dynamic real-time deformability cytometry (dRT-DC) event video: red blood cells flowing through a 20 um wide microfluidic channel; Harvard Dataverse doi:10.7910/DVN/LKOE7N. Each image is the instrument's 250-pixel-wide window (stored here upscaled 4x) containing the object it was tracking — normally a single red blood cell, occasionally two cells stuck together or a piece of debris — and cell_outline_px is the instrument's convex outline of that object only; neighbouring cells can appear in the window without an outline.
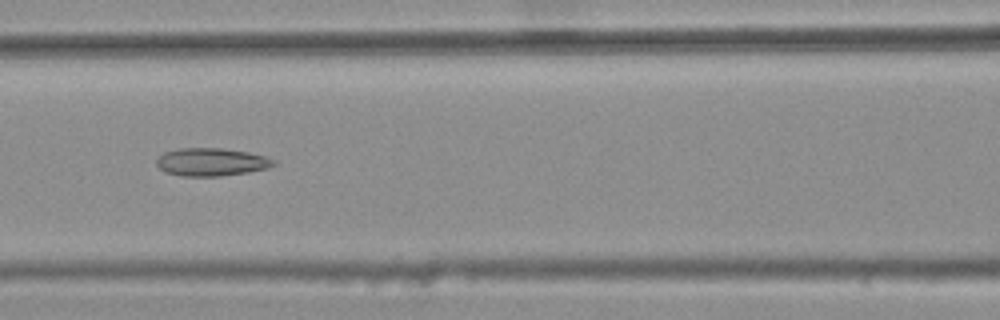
{"species": "common noctule bat (a hibernating species)", "species_latin": "Nyctalus noctula", "temperature_condition": "warm", "stored_images_in_passage": 47, "camera_frame_rate_fps": 3000, "um_per_image_px": 0.085, "animal": {"sex": "female", "body_mass_g": 25.1}, "frame": {"image": 1, "passage_image": 24, "time_ms": 7.667, "image_size_px": [1000, 320], "cell_outline_px": [[276, 164], [268, 168], [248, 172], [220, 176], [184, 176], [164, 172], [156, 164], [156, 160], [164, 152], [180, 148], [224, 148], [248, 152], [264, 156], [276, 160]], "centroid_in_image_um": [17.97, 13.77], "position_along_channel_um": 148.6, "area_um2": 19.07}}
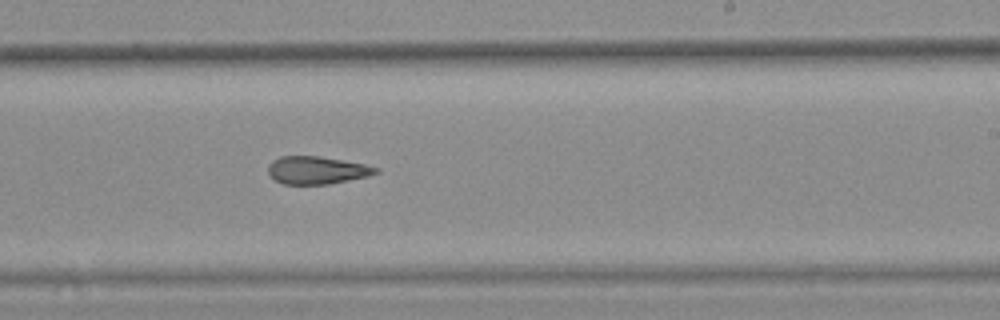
{"frame": {"image": 2, "passage_image": 33, "time_ms": 10.667, "image_size_px": [1000, 320], "cell_outline_px": [[380, 172], [368, 176], [328, 184], [284, 184], [276, 180], [268, 172], [268, 164], [272, 160], [280, 156], [320, 156], [364, 164], [380, 168]], "centroid_in_image_um": [26.94, 14.46], "position_along_channel_um": 262.1, "area_um2": 17.34}}
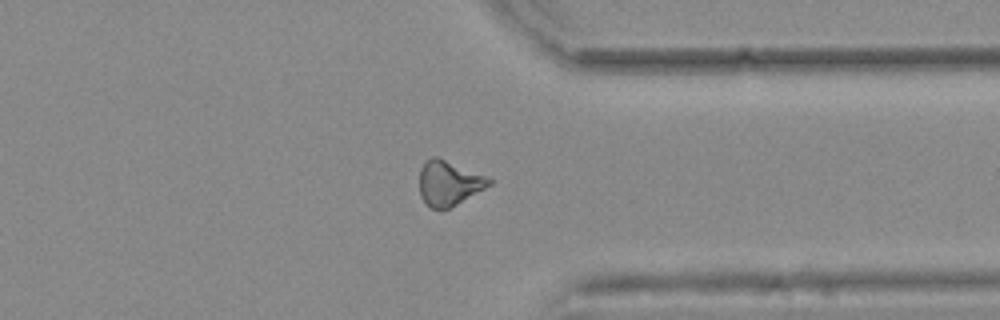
{"frame": {"image": 3, "passage_image": 42, "time_ms": 13.667, "image_size_px": [1000, 320], "cell_outline_px": [[492, 184], [456, 204], [448, 208], [432, 208], [420, 196], [420, 168], [432, 156], [436, 156], [484, 176], [492, 180]], "centroid_in_image_um": [38.13, 15.56], "position_along_channel_um": 373.3, "area_um2": 17.51}, "authors_computed_cell_mechanics": {"area_um2": 18.785, "velocity_mm_per_s": 3.7925, "shape_relaxation_time_tau1_ms": null, "shape_relaxation_time_tau2_ms": 5.3589, "deformation_change_tau1": null, "deformation_change_tau2": 0.1619}}